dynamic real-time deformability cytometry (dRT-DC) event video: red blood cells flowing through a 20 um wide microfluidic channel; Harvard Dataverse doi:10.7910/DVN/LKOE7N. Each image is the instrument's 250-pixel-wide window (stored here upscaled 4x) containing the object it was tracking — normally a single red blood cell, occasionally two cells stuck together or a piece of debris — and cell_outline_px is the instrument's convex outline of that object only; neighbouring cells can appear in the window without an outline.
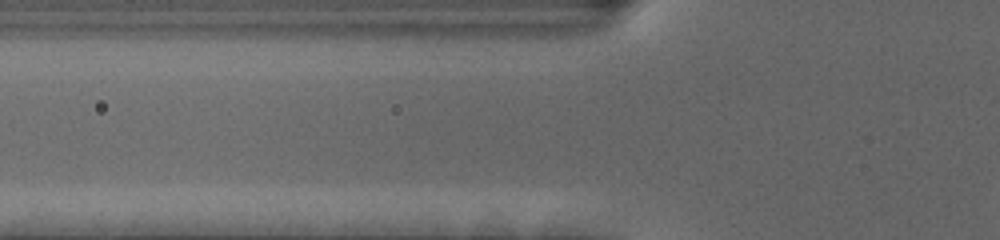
{"species": "human", "species_latin": "Homo sapiens", "temperature_condition": "cold", "stored_images_in_passage": 4, "camera_frame_rate_fps": 3000, "um_per_image_px": 0.085, "donor": {"sex": "female"}, "frame": {"image": 1, "passage_image": 4, "time_ms": 1.0, "image_size_px": [1000, 240], "cell_outline_px": [[436, 92], [432, 96], [336, 108], [308, 100], [300, 96], [304, 88], [308, 84], [316, 80], [416, 80]], "centroid_in_image_um": [30.88, 7.8], "position_along_channel_um": 94.9, "area_um2": 20.06}}